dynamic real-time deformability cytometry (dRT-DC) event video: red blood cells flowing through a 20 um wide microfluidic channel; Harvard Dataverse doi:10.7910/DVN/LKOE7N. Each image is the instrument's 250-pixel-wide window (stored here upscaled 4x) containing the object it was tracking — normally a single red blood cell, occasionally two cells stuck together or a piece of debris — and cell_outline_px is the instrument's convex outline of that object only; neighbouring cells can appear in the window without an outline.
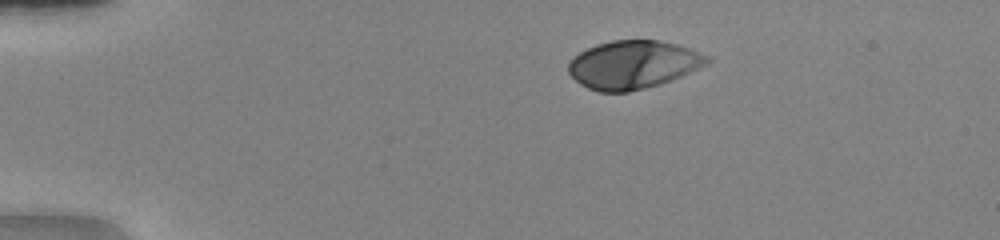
{"species": "human", "species_latin": "Homo sapiens", "temperature_condition": "warm", "stored_images_in_passage": 42, "camera_frame_rate_fps": 3000, "um_per_image_px": 0.085, "donor": {"sex": "female"}, "frame": {"image": 1, "passage_image": 1, "time_ms": 0.0, "image_size_px": [1000, 240], "cell_outline_px": [[648, 44], [644, 56], [632, 88], [596, 88], [580, 80], [576, 60], [584, 52], [604, 44], [624, 40], [648, 40]], "centroid_in_image_um": [52.05, 5.45], "position_along_channel_um": 32.9, "area_um2": 19.13}}